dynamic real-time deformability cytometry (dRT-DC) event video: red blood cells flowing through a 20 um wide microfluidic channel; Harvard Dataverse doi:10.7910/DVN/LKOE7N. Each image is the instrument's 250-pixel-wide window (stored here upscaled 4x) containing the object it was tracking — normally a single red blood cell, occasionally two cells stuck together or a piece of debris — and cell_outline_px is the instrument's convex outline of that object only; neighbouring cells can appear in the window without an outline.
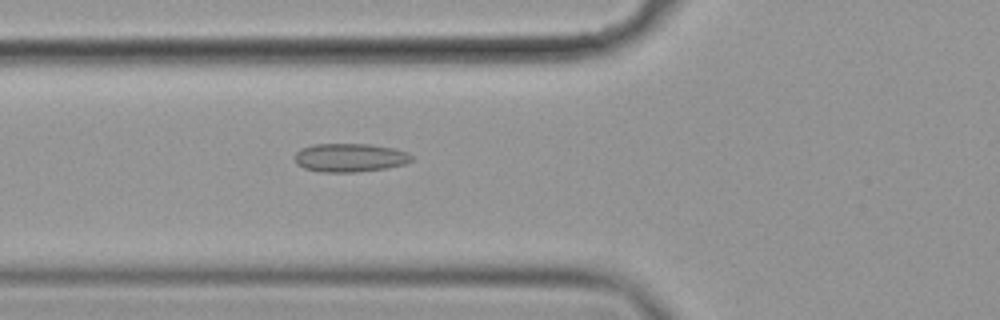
{"species": "common noctule bat (a hibernating species)", "species_latin": "Nyctalus noctula", "temperature_condition": "cold", "stored_images_in_passage": 3, "camera_frame_rate_fps": 3000, "um_per_image_px": 0.085, "animal": {"sex": "female", "body_mass_g": 19.9}, "frame": {"image": 1, "passage_image": 3, "time_ms": 0.667, "image_size_px": [1000, 320], "cell_outline_px": [[412, 160], [404, 164], [384, 168], [356, 172], [320, 172], [304, 168], [296, 164], [296, 152], [300, 148], [312, 144], [372, 144], [396, 148], [408, 152], [412, 156]], "centroid_in_image_um": [29.74, 13.39], "position_along_channel_um": 96.1, "area_um2": 19.54}}